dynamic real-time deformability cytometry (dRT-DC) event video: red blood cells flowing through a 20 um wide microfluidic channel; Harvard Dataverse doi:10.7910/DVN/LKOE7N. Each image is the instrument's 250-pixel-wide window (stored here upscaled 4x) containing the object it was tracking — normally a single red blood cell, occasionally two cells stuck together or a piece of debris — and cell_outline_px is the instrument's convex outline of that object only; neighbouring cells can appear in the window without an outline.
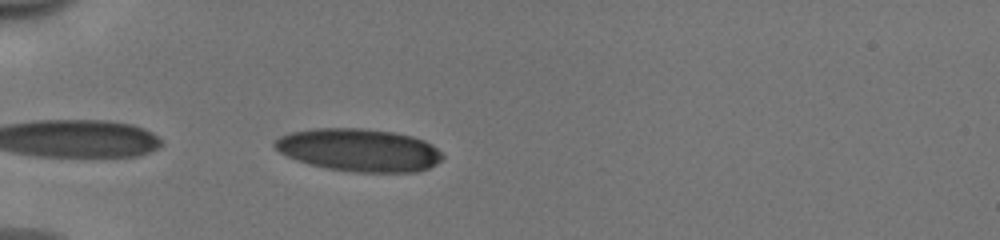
{"species": "human", "species_latin": "Homo sapiens", "temperature_condition": "cold", "stored_images_in_passage": 19, "camera_frame_rate_fps": 3000, "um_per_image_px": 0.085, "donor": {"sex": "male"}, "frame": {"image": 1, "passage_image": 2, "time_ms": 0.333, "image_size_px": [1000, 240], "cell_outline_px": [[444, 156], [436, 164], [428, 168], [416, 172], [360, 172], [328, 168], [308, 164], [288, 156], [280, 152], [272, 144], [272, 140], [288, 132], [312, 128], [360, 128], [396, 132], [412, 136], [424, 140], [432, 144]], "centroid_in_image_um": [30.5, 12.74], "position_along_channel_um": 54.5, "area_um2": 41.91}}
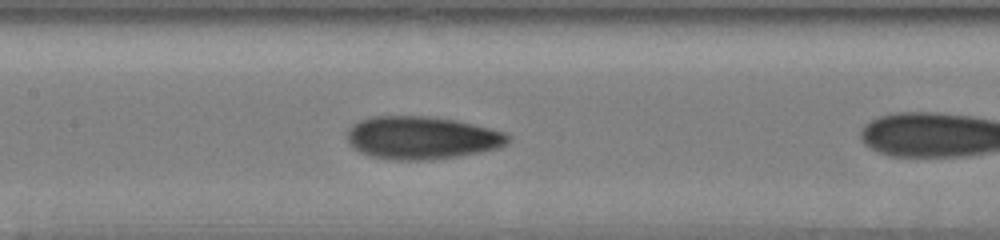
{"frame": {"image": 2, "passage_image": 9, "time_ms": 2.667, "image_size_px": [1000, 240], "cell_outline_px": [[512, 140], [508, 144], [496, 148], [480, 152], [432, 160], [396, 160], [372, 156], [360, 152], [348, 140], [348, 128], [352, 124], [360, 120], [372, 116], [428, 116], [456, 120], [504, 132], [512, 136]], "centroid_in_image_um": [35.88, 11.7], "position_along_channel_um": 171.5, "area_um2": 40.06}}
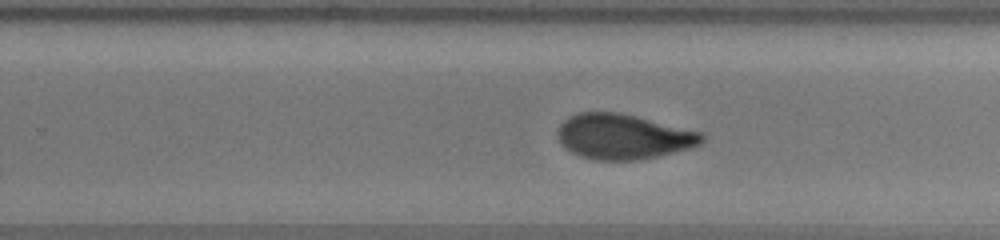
{"frame": {"image": 3, "passage_image": 17, "time_ms": 5.333, "image_size_px": [1000, 240], "cell_outline_px": [[704, 140], [700, 144], [692, 148], [640, 160], [596, 160], [580, 156], [564, 148], [560, 144], [556, 136], [560, 124], [568, 116], [580, 112], [620, 112], [704, 132]], "centroid_in_image_um": [52.98, 11.61], "position_along_channel_um": 276.8, "area_um2": 38.38}}